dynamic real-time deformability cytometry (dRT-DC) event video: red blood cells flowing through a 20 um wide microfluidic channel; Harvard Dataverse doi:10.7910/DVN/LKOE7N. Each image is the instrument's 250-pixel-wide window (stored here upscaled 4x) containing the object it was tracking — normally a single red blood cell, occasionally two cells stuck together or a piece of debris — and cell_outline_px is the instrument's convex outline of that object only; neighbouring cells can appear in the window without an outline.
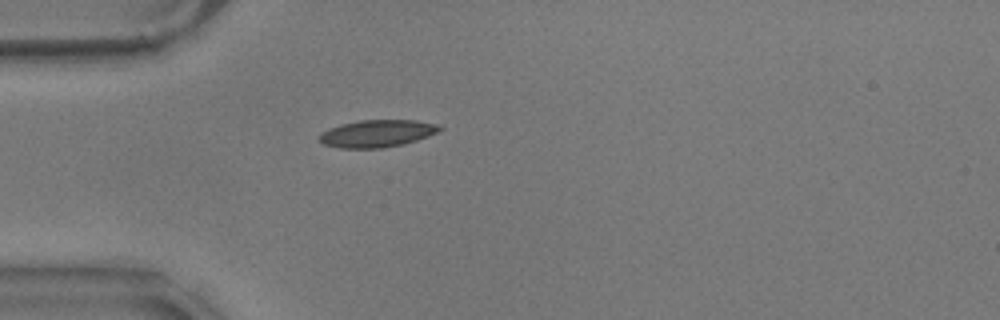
{"species": "common noctule bat (a hibernating species)", "species_latin": "Nyctalus noctula", "temperature_condition": "warm", "stored_images_in_passage": 42, "camera_frame_rate_fps": 3000, "um_per_image_px": 0.085, "animal": {"sex": "male", "body_mass_g": 17.9}, "frame": {"image": 1, "passage_image": 1, "time_ms": 0.0, "image_size_px": [1000, 320], "cell_outline_px": [[444, 128], [428, 136], [404, 144], [380, 148], [340, 148], [324, 144], [316, 140], [316, 136], [320, 132], [328, 128], [340, 124], [360, 120], [416, 120], [436, 124]], "centroid_in_image_um": [31.97, 11.34], "position_along_channel_um": 53.0, "area_um2": 19.31}}
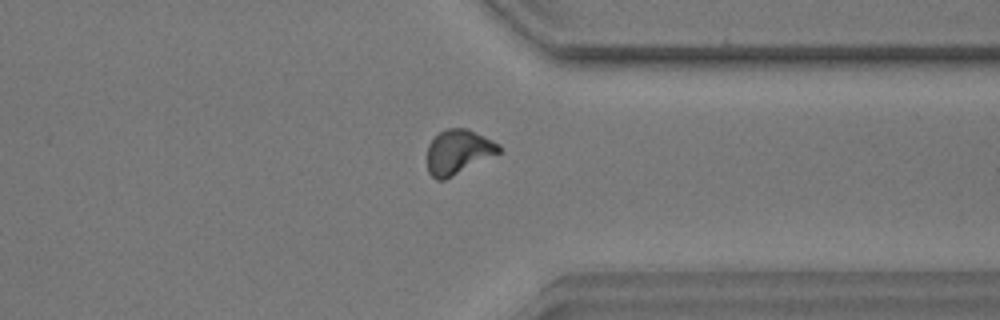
{"frame": {"image": 2, "passage_image": 29, "time_ms": 9.333, "image_size_px": [1000, 320], "cell_outline_px": [[500, 152], [444, 180], [436, 180], [428, 172], [428, 144], [440, 132], [448, 128], [468, 128], [500, 144]], "centroid_in_image_um": [38.94, 12.9], "position_along_channel_um": 372.5, "area_um2": 18.32}}
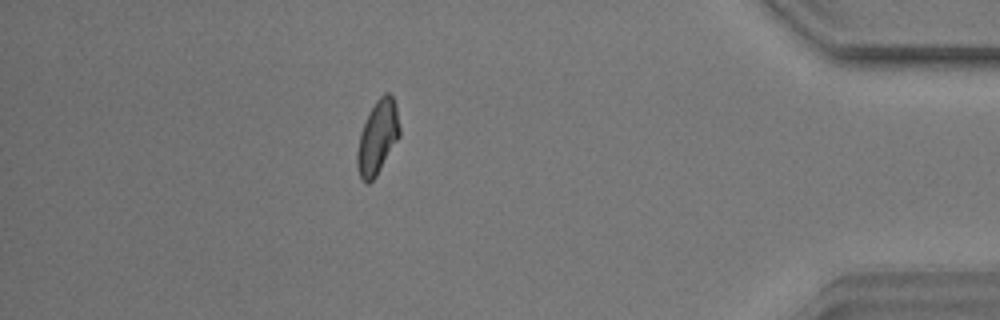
{"frame": {"image": 3, "passage_image": 35, "time_ms": 11.333, "image_size_px": [1000, 320], "cell_outline_px": [[400, 136], [376, 176], [368, 184], [364, 184], [360, 180], [356, 168], [356, 152], [360, 132], [376, 100], [384, 92], [388, 92], [392, 96], [396, 104], [400, 128]], "centroid_in_image_um": [32.08, 11.71], "position_along_channel_um": 403.1, "area_um2": 18.38}, "authors_computed_cell_mechanics": {"area_um2": 18.2359, "velocity_mm_per_s": 3.5318, "shape_relaxation_time_tau1_ms": 4.8573, "shape_relaxation_time_tau2_ms": 1.8284, "deformation_change_tau1": 0.156, "deformation_change_tau2": 0.0673}}